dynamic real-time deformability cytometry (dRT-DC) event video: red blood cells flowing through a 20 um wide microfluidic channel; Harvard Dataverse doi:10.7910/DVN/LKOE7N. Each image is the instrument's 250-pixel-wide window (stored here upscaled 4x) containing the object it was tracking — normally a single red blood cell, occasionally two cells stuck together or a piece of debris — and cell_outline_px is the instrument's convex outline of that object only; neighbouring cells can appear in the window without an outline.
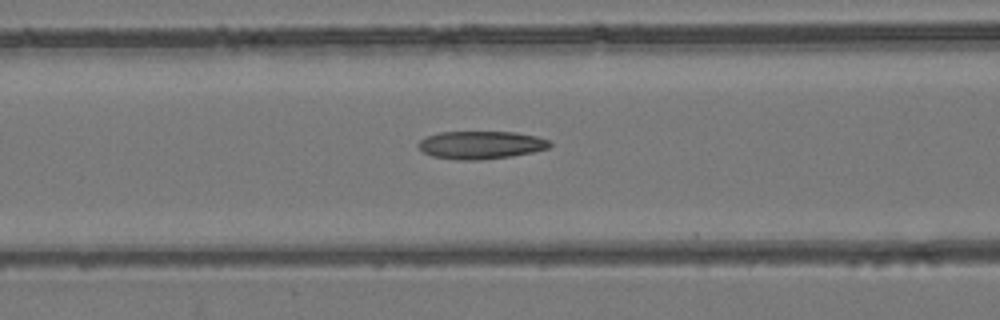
{"species": "common noctule bat (a hibernating species)", "species_latin": "Nyctalus noctula", "temperature_condition": "room temperature", "stored_images_in_passage": 35, "camera_frame_rate_fps": 3000, "um_per_image_px": 0.085, "animal": {"sex": "female", "body_mass_g": 24.6, "forearm_length_mm": 56.2}, "frame": {"image": 1, "passage_image": 13, "time_ms": 4.0, "image_size_px": [1000, 320], "cell_outline_px": [[552, 144], [548, 148], [532, 152], [512, 156], [484, 160], [456, 160], [432, 156], [424, 152], [416, 144], [424, 136], [440, 132], [516, 132], [536, 136], [548, 140]], "centroid_in_image_um": [40.85, 12.32], "position_along_channel_um": 125.8, "area_um2": 21.5}}
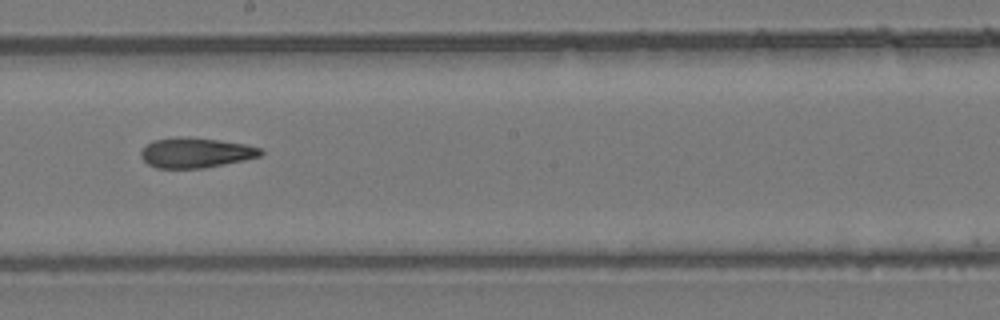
{"frame": {"image": 2, "passage_image": 21, "time_ms": 6.667, "image_size_px": [1000, 320], "cell_outline_px": [[264, 152], [260, 156], [244, 160], [204, 168], [156, 168], [148, 164], [140, 156], [140, 152], [152, 140], [180, 136], [188, 136], [220, 140], [244, 144], [260, 148]], "centroid_in_image_um": [16.62, 12.97], "position_along_channel_um": 231.6, "area_um2": 21.04}}
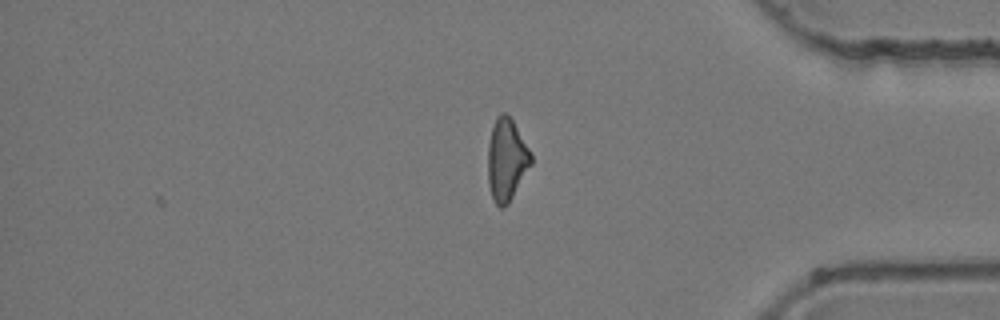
{"frame": {"image": 3, "passage_image": 35, "time_ms": 11.333, "image_size_px": [1000, 320], "cell_outline_px": [[532, 164], [508, 204], [504, 208], [500, 208], [492, 200], [488, 184], [488, 144], [492, 128], [496, 116], [500, 112], [508, 112], [532, 152]], "centroid_in_image_um": [43.06, 13.56], "position_along_channel_um": 392.1, "area_um2": 21.1}, "authors_computed_cell_mechanics": {"area_um2": 21.3282, "velocity_mm_per_s": 3.9691, "shape_relaxation_time_tau1_ms": null, "shape_relaxation_time_tau2_ms": 3.4438, "deformation_change_tau1": null, "deformation_change_tau2": 0.1155}}